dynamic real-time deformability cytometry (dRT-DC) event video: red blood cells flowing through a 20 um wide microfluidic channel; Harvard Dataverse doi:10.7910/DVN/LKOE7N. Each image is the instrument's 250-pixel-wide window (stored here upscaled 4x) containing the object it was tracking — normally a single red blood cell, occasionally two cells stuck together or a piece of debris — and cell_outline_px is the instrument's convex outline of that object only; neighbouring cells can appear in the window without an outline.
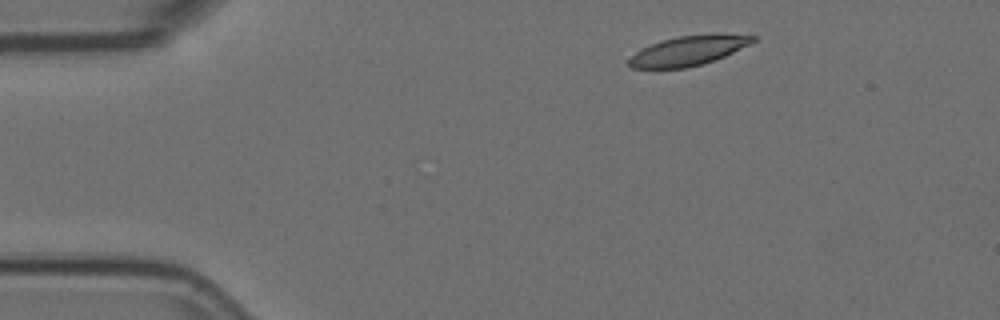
{"species": "Egyptian fruit bat (a non-hibernating species)", "species_latin": "Rousettus aegyptiacus", "temperature_condition": "room temperature", "stored_images_in_passage": 3, "camera_frame_rate_fps": 3000, "um_per_image_px": 0.085, "animal": {"sex": "female"}, "frame": {"image": 1, "passage_image": 1, "time_ms": 0.0, "image_size_px": [1000, 320], "cell_outline_px": [[756, 40], [724, 56], [700, 64], [684, 68], [632, 68], [628, 64], [628, 60], [640, 48], [664, 40], [680, 36], [716, 32], [720, 32], [756, 36]], "centroid_in_image_um": [58.52, 4.28], "position_along_channel_um": 26.5, "area_um2": 21.27}}